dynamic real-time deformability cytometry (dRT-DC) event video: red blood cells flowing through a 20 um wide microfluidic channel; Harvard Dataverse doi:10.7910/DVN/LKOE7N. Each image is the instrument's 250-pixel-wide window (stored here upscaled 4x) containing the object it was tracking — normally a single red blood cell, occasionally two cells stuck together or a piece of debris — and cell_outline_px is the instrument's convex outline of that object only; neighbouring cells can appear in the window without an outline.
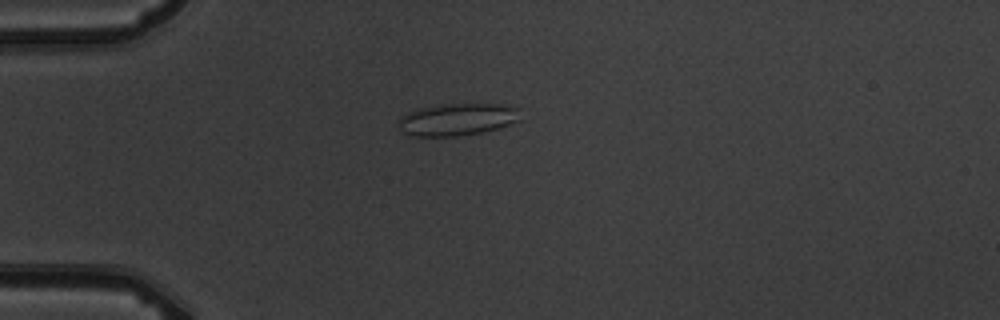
{"species": "common noctule bat (a hibernating species)", "species_latin": "Nyctalus noctula", "temperature_condition": "warm", "stored_images_in_passage": 6, "camera_frame_rate_fps": 3000, "um_per_image_px": 0.085, "animal": {"sex": "male", "body_mass_g": 19.5, "forearm_length_mm": 54.6}, "frame": {"image": 1, "passage_image": 4, "time_ms": 4.333, "image_size_px": [1000, 320], "cell_outline_px": [[520, 120], [496, 128], [480, 132], [456, 136], [412, 136], [400, 132], [400, 116], [408, 112], [420, 108], [444, 104], [496, 104], [520, 108]], "centroid_in_image_um": [38.85, 10.15], "position_along_channel_um": 46.2, "area_um2": 22.66}}
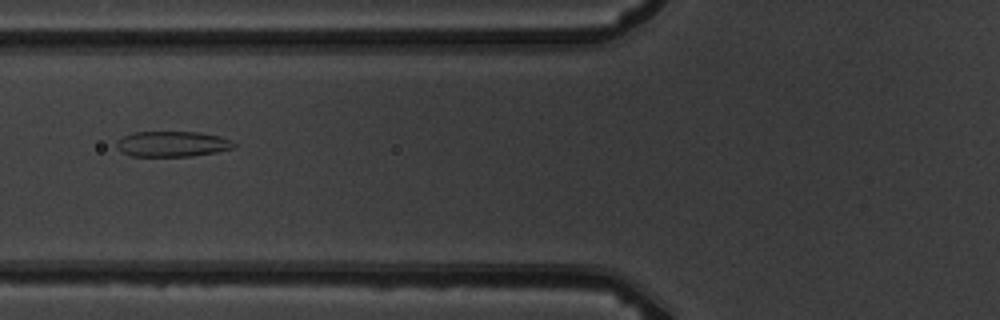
{"frame": {"image": 2, "passage_image": 6, "time_ms": 6.667, "image_size_px": [1000, 320], "cell_outline_px": [[236, 144], [232, 148], [216, 152], [192, 156], [132, 156], [120, 152], [116, 148], [116, 140], [132, 132], [200, 132], [220, 136]], "centroid_in_image_um": [14.58, 12.24], "position_along_channel_um": 111.2, "area_um2": 17.46}}